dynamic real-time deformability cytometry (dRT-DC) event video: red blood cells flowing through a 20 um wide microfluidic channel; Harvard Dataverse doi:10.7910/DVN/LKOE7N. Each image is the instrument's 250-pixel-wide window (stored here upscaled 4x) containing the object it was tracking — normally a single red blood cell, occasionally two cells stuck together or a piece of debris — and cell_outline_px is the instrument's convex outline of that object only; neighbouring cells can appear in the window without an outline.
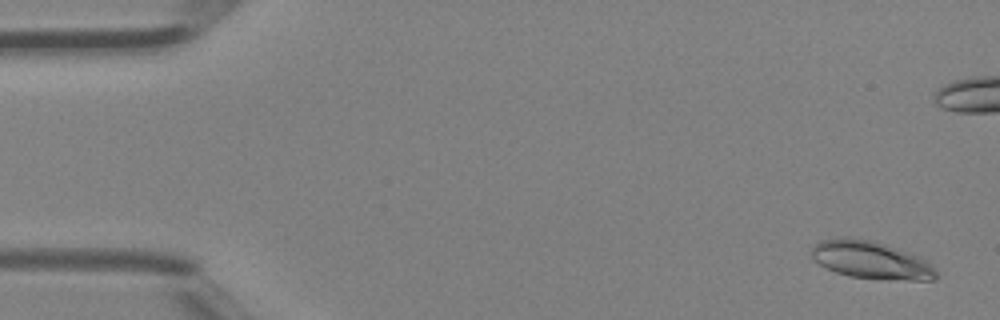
{"species": "Egyptian fruit bat (a non-hibernating species)", "species_latin": "Rousettus aegyptiacus", "temperature_condition": "room temperature", "stored_images_in_passage": 5, "camera_frame_rate_fps": 3000, "um_per_image_px": 0.085, "animal": {"sex": "female"}, "frame": {"image": 1, "passage_image": 1, "time_ms": 0.0, "image_size_px": [1000, 320], "cell_outline_px": [[940, 276], [936, 280], [876, 280], [848, 276], [836, 272], [820, 264], [812, 256], [812, 248], [820, 240], [844, 236], [872, 240], [896, 248], [924, 260], [932, 264], [936, 268]], "centroid_in_image_um": [74.07, 22.12], "position_along_channel_um": 10.9, "area_um2": 27.51}}